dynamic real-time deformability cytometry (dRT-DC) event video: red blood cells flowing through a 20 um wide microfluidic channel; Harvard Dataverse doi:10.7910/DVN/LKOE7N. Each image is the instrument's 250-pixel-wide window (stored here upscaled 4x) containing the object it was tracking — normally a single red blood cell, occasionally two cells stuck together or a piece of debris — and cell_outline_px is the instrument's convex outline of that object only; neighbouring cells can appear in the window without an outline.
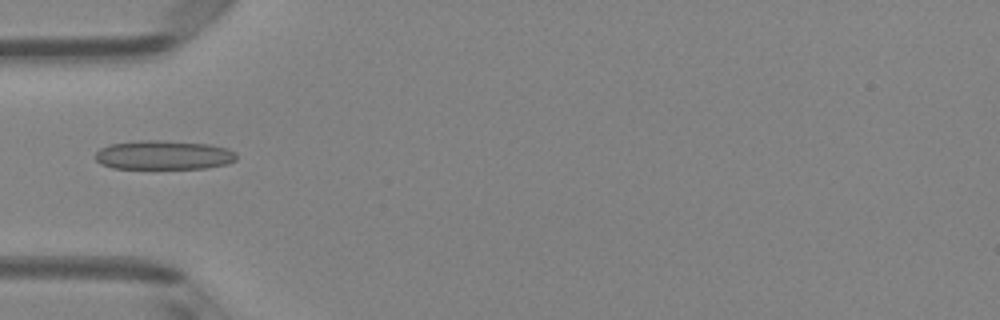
{"species": "Egyptian fruit bat (a non-hibernating species)", "species_latin": "Rousettus aegyptiacus", "temperature_condition": "room temperature", "stored_images_in_passage": 1, "camera_frame_rate_fps": 3000, "um_per_image_px": 0.085, "animal": {"sex": "female"}, "frame": {"image": 1, "passage_image": 1, "time_ms": 0.0, "image_size_px": [1000, 320], "cell_outline_px": [[236, 160], [228, 164], [204, 168], [112, 168], [100, 164], [96, 160], [96, 152], [100, 148], [108, 144], [140, 140], [160, 140], [208, 144], [228, 148], [236, 152]], "centroid_in_image_um": [13.9, 13.17], "position_along_channel_um": 71.1, "area_um2": 24.04}}